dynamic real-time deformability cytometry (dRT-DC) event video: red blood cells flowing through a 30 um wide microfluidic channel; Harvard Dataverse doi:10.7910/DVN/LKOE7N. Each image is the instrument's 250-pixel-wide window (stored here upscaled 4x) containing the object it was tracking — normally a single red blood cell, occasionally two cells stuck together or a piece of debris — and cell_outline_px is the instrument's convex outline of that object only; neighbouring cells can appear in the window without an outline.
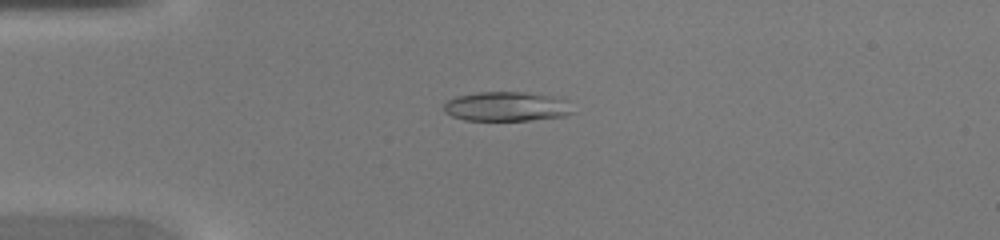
{"species": "common noctule bat (a hibernating species)", "species_latin": "Nyctalus noctula", "temperature_condition": "warm", "stored_images_in_passage": 44, "camera_frame_rate_fps": 3000, "um_per_image_px": 0.085, "animal": {"sex": "female", "body_mass_g": 20.0, "forearm_length_mm": 54.0}, "frame": {"image": 1, "passage_image": 11, "time_ms": 3.333, "image_size_px": [1000, 240], "cell_outline_px": [[576, 112], [568, 116], [528, 120], [464, 120], [452, 116], [444, 112], [444, 104], [448, 100], [456, 96], [476, 92], [524, 92], [564, 96], [568, 100]], "centroid_in_image_um": [43.17, 9.04], "position_along_channel_um": 41.8, "area_um2": 22.77}}
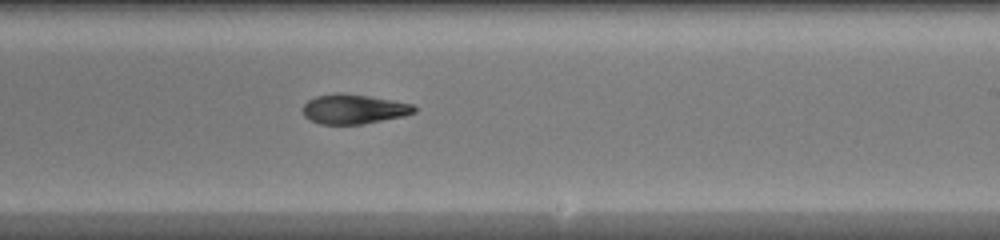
{"frame": {"image": 2, "passage_image": 27, "time_ms": 8.667, "image_size_px": [1000, 240], "cell_outline_px": [[416, 112], [404, 116], [364, 124], [320, 124], [308, 120], [304, 116], [304, 104], [308, 100], [316, 96], [336, 92], [344, 92], [392, 100], [412, 104], [416, 108]], "centroid_in_image_um": [30.06, 9.27], "position_along_channel_um": 258.9, "area_um2": 19.36}}
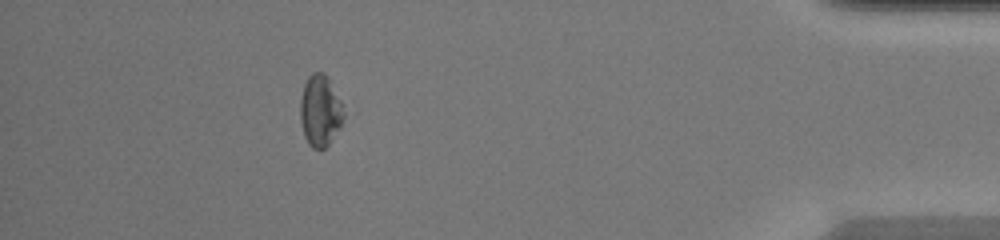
{"frame": {"image": 3, "passage_image": 40, "time_ms": 13.0, "image_size_px": [1000, 240], "cell_outline_px": [[344, 116], [340, 128], [328, 144], [320, 152], [312, 148], [308, 144], [304, 136], [300, 120], [300, 100], [304, 84], [308, 76], [312, 72], [324, 72], [340, 100], [344, 112]], "centroid_in_image_um": [27.19, 9.45], "position_along_channel_um": 408.0, "area_um2": 18.15}}